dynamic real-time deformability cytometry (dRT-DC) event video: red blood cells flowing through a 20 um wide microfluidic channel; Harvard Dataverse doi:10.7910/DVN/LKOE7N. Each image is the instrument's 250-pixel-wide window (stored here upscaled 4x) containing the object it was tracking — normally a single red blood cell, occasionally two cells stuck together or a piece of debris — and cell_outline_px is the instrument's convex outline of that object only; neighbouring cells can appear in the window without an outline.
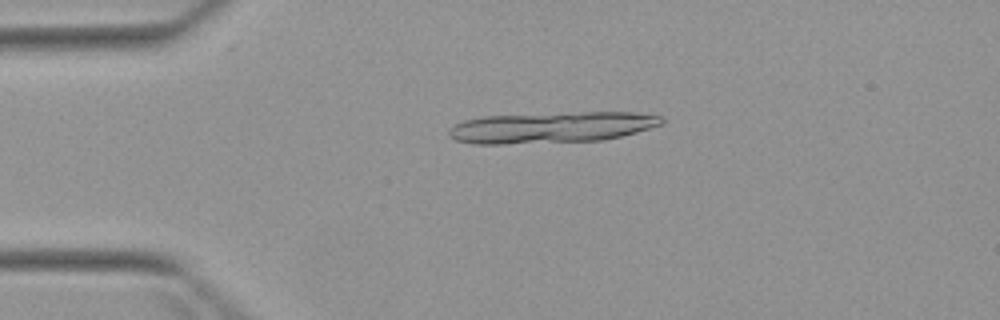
{"species": "Egyptian fruit bat (a non-hibernating species)", "species_latin": "Rousettus aegyptiacus", "temperature_condition": "warm", "stored_images_in_passage": 3, "camera_frame_rate_fps": 3000, "um_per_image_px": 0.085, "animal": {"sex": "female"}, "frame": {"image": 1, "passage_image": 2, "time_ms": 1.333, "image_size_px": [1000, 320], "cell_outline_px": [[664, 124], [636, 132], [604, 140], [504, 144], [472, 144], [456, 140], [448, 136], [448, 128], [464, 120], [484, 116], [584, 112], [636, 112], [660, 116], [664, 120]], "centroid_in_image_um": [46.87, 10.83], "position_along_channel_um": 38.1, "area_um2": 38.61}}